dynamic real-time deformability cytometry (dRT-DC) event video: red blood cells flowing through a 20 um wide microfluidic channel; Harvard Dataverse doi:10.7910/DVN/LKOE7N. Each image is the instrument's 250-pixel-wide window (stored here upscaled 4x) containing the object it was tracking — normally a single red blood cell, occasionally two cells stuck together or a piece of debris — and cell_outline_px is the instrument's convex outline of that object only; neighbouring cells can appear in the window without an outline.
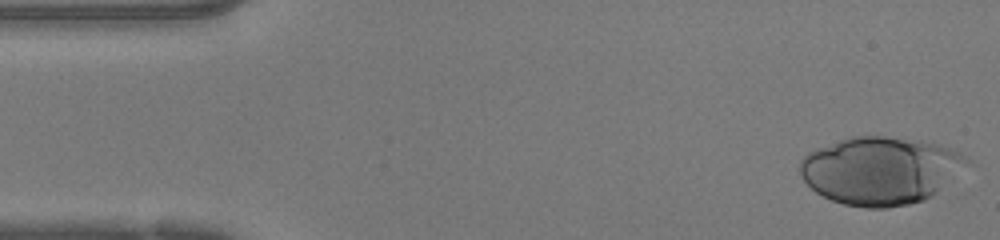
{"species": "human", "species_latin": "Homo sapiens", "temperature_condition": "warm", "stored_images_in_passage": 46, "camera_frame_rate_fps": 3000, "um_per_image_px": 0.085, "donor": {"sex": "female"}, "frame": {"image": 1, "passage_image": 1, "time_ms": 0.0, "image_size_px": [1000, 240], "cell_outline_px": [[968, 160], [932, 196], [924, 200], [908, 204], [888, 208], [868, 208], [844, 204], [832, 200], [816, 192], [804, 180], [800, 172], [800, 160], [808, 152], [816, 148], [852, 136], [884, 136], [920, 140], [956, 148]], "centroid_in_image_um": [74.78, 14.48], "position_along_channel_um": 10.2, "area_um2": 65.26}}
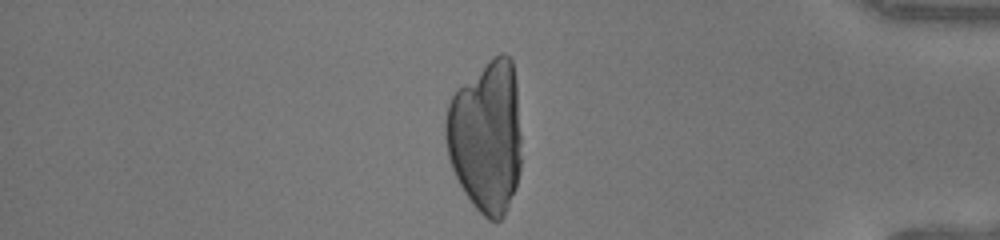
{"frame": {"image": 2, "passage_image": 39, "time_ms": 12.667, "image_size_px": [1000, 240], "cell_outline_px": [[520, 172], [516, 188], [508, 208], [504, 216], [500, 220], [488, 220], [472, 204], [464, 192], [452, 168], [448, 156], [444, 136], [444, 124], [448, 104], [456, 88], [500, 52], [504, 52], [512, 60], [516, 84], [520, 136]], "centroid_in_image_um": [41.31, 11.62], "position_along_channel_um": 393.9, "area_um2": 67.51}}